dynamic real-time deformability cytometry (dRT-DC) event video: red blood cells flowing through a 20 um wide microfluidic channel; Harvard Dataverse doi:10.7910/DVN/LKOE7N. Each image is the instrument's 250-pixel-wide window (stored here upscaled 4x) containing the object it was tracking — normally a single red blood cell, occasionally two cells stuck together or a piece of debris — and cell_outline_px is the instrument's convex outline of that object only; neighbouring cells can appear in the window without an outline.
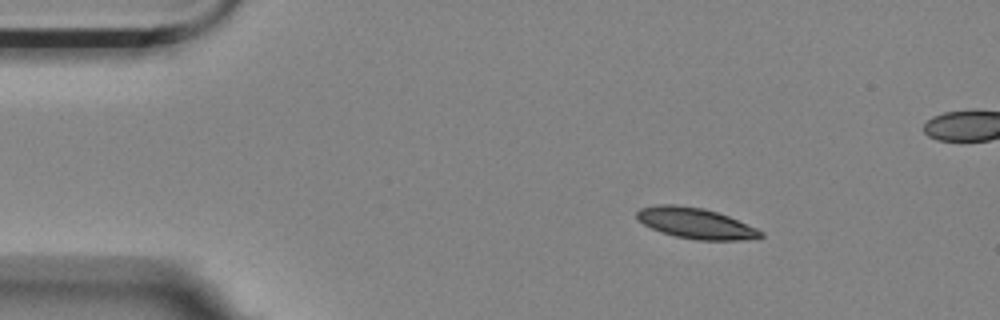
{"species": "Egyptian fruit bat (a non-hibernating species)", "species_latin": "Rousettus aegyptiacus", "temperature_condition": "room temperature", "stored_images_in_passage": 4, "camera_frame_rate_fps": 3000, "um_per_image_px": 0.085, "animal": {"sex": "female"}, "frame": {"image": 1, "passage_image": 1, "time_ms": 0.0, "image_size_px": [1000, 320], "cell_outline_px": [[764, 236], [748, 240], [700, 240], [676, 236], [660, 232], [636, 220], [636, 212], [640, 208], [656, 204], [676, 204], [704, 208], [728, 216], [756, 228], [764, 232]], "centroid_in_image_um": [59.11, 18.97], "position_along_channel_um": 25.9, "area_um2": 22.25}}